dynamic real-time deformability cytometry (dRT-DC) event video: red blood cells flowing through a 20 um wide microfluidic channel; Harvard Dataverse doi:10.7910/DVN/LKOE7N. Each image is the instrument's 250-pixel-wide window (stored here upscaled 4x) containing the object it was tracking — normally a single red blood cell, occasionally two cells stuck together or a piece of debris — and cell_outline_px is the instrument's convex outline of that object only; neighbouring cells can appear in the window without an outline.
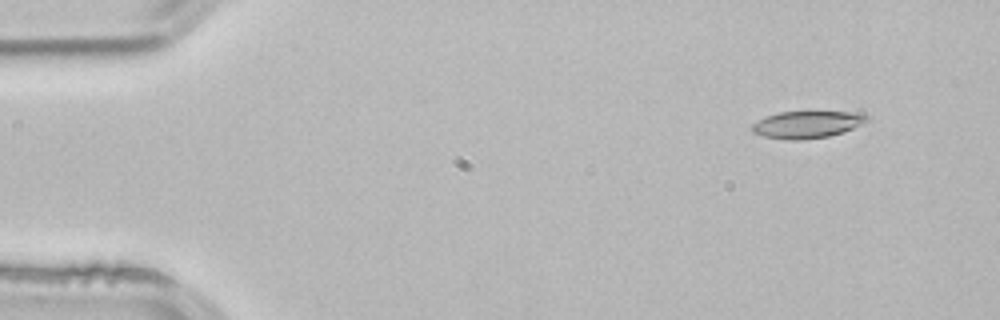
{"species": "common noctule bat (a hibernating species)", "species_latin": "Nyctalus noctula", "temperature_condition": "room temperature", "stored_images_in_passage": 4, "camera_frame_rate_fps": 3000, "um_per_image_px": 0.085, "animal": {"sex": "male", "body_mass_g": 21.5, "forearm_length_mm": 52.0}, "frame": {"image": 1, "passage_image": 1, "time_ms": 0.0, "image_size_px": [1000, 320], "cell_outline_px": [[868, 120], [852, 128], [828, 136], [800, 140], [784, 140], [764, 136], [752, 132], [752, 124], [768, 116], [780, 112], [860, 112], [868, 116]], "centroid_in_image_um": [68.59, 10.59], "position_along_channel_um": 16.4, "area_um2": 17.8}}